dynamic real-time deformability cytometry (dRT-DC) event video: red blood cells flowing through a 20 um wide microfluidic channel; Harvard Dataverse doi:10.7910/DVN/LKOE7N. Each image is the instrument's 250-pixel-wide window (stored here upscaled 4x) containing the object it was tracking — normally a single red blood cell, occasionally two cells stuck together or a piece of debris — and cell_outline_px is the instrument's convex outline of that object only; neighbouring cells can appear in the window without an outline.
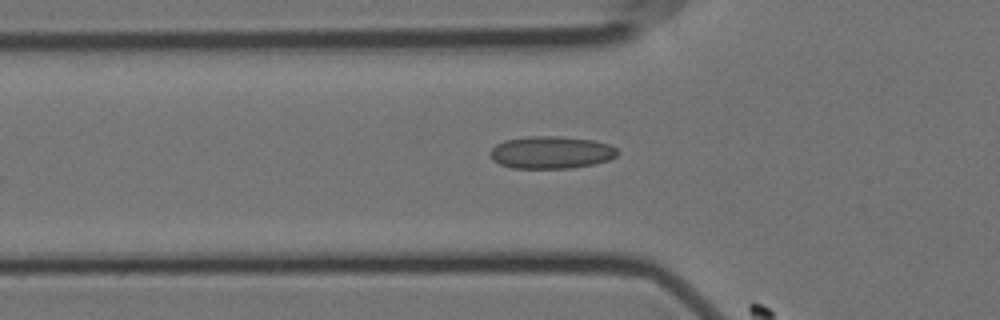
{"species": "Egyptian fruit bat (a non-hibernating species)", "species_latin": "Rousettus aegyptiacus", "temperature_condition": "cold", "stored_images_in_passage": 7, "camera_frame_rate_fps": 3000, "um_per_image_px": 0.085, "animal": {"sex": "female"}, "frame": {"image": 1, "passage_image": 7, "time_ms": 2.0, "image_size_px": [1000, 320], "cell_outline_px": [[620, 152], [616, 156], [608, 160], [592, 164], [572, 168], [512, 168], [500, 164], [492, 160], [488, 152], [496, 144], [504, 140], [528, 136], [560, 136], [592, 140], [608, 144], [616, 148]], "centroid_in_image_um": [46.82, 12.95], "position_along_channel_um": 79.0, "area_um2": 24.16}}